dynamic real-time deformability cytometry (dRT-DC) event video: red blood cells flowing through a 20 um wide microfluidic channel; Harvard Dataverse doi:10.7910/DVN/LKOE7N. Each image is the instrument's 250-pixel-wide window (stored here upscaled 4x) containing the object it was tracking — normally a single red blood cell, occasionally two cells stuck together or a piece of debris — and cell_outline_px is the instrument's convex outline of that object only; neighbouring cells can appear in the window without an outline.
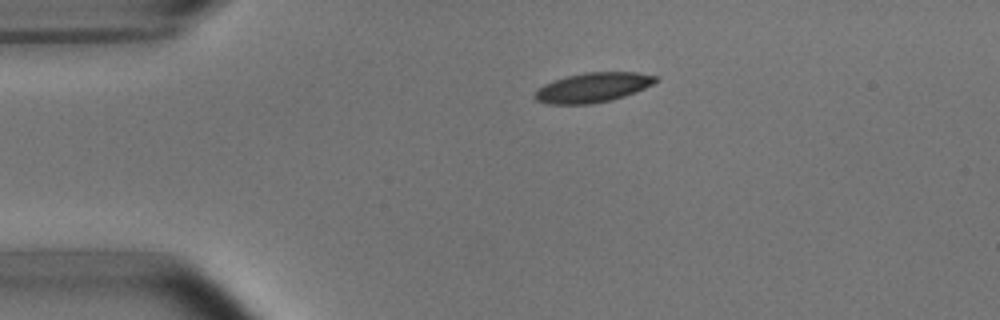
{"species": "common noctule bat (a hibernating species)", "species_latin": "Nyctalus noctula", "temperature_condition": "room temperature", "stored_images_in_passage": 43, "camera_frame_rate_fps": 3000, "um_per_image_px": 0.085, "animal": {"sex": "male", "body_mass_g": 15.6}, "frame": {"image": 1, "passage_image": 1, "time_ms": 0.0, "image_size_px": [1000, 320], "cell_outline_px": [[660, 80], [644, 88], [624, 96], [612, 100], [588, 104], [548, 104], [536, 100], [532, 96], [536, 88], [552, 80], [584, 72], [636, 72], [660, 76]], "centroid_in_image_um": [50.37, 7.43], "position_along_channel_um": 34.6, "area_um2": 21.1}}
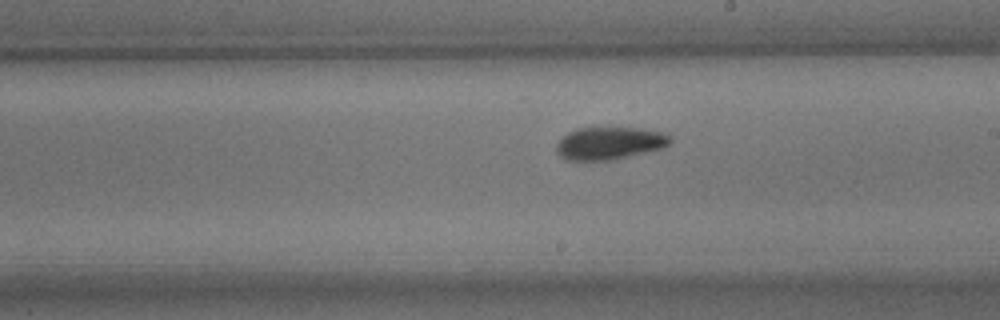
{"frame": {"image": 2, "passage_image": 20, "time_ms": 6.333, "image_size_px": [1000, 320], "cell_outline_px": [[672, 140], [664, 148], [616, 160], [564, 160], [556, 152], [556, 144], [568, 132], [576, 128], [640, 128], [660, 132], [672, 136]], "centroid_in_image_um": [51.82, 12.19], "position_along_channel_um": 237.2, "area_um2": 21.79}}
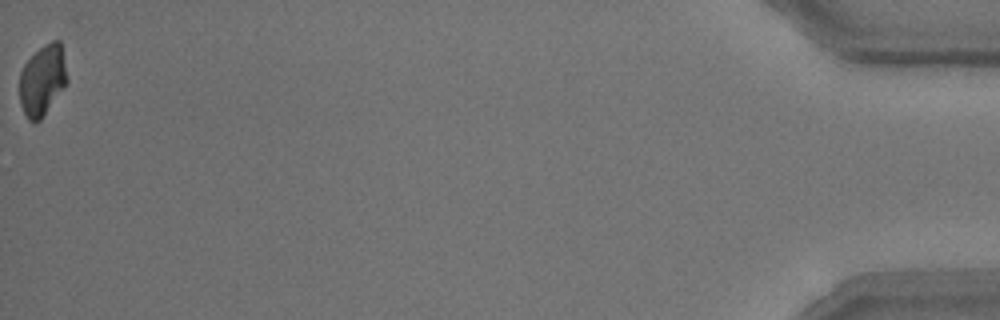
{"frame": {"image": 3, "passage_image": 43, "time_ms": 14.0, "image_size_px": [1000, 320], "cell_outline_px": [[68, 80], [40, 120], [28, 120], [20, 104], [20, 72], [24, 64], [44, 44], [52, 40], [60, 40]], "centroid_in_image_um": [3.6, 6.79], "position_along_channel_um": 431.6, "area_um2": 19.13}, "authors_computed_cell_mechanics": {"area_um2": 21.386, "velocity_mm_per_s": 3.7753, "shape_relaxation_time_tau1_ms": 3.5105, "shape_relaxation_time_tau2_ms": 2.6064, "deformation_change_tau1": 0.1308, "deformation_change_tau2": 0.0711}}